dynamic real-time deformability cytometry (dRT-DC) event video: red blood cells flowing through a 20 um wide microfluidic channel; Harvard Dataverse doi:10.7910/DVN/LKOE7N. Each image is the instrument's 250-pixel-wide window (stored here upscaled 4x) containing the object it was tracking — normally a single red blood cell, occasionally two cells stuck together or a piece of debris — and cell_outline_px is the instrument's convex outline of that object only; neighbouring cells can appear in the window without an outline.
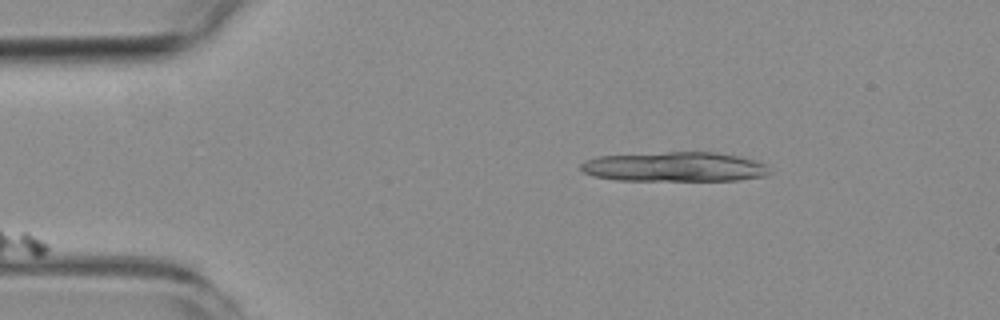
{"species": "common noctule bat (a hibernating species)", "species_latin": "Nyctalus noctula", "temperature_condition": "room temperature", "stored_images_in_passage": 5, "camera_frame_rate_fps": 3000, "um_per_image_px": 0.085, "animal": {"sex": "female", "body_mass_g": 19.3, "forearm_length_mm": 54.1}, "frame": {"image": 1, "passage_image": 1, "time_ms": 0.0, "image_size_px": [1000, 320], "cell_outline_px": [[772, 172], [764, 176], [740, 180], [616, 180], [592, 176], [584, 172], [580, 168], [580, 164], [584, 160], [600, 156], [668, 152], [716, 152], [740, 156], [756, 160], [764, 164]], "centroid_in_image_um": [57.35, 14.18], "position_along_channel_um": 27.6, "area_um2": 32.66}}